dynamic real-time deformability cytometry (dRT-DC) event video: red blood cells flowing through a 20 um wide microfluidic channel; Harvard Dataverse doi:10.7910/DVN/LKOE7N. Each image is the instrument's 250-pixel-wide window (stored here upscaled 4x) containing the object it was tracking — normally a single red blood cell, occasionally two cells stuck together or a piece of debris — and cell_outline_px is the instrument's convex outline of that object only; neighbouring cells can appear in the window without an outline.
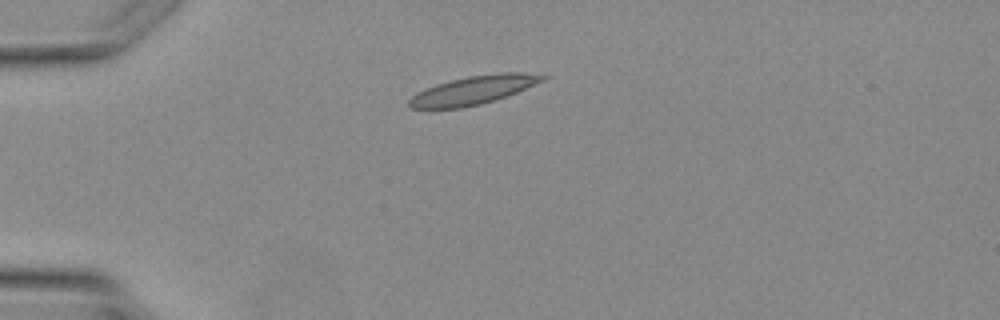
{"species": "Egyptian fruit bat (a non-hibernating species)", "species_latin": "Rousettus aegyptiacus", "temperature_condition": "warm", "stored_images_in_passage": 1, "camera_frame_rate_fps": 3000, "um_per_image_px": 0.085, "animal": {"sex": "female"}, "frame": {"image": 1, "passage_image": 1, "time_ms": 0.0, "image_size_px": [1000, 320], "cell_outline_px": [[548, 76], [544, 80], [508, 96], [496, 100], [480, 104], [460, 108], [408, 108], [408, 100], [416, 92], [424, 88], [436, 84], [468, 76], [496, 72], [524, 72]], "centroid_in_image_um": [40.23, 7.65], "position_along_channel_um": 44.8, "area_um2": 22.25}}